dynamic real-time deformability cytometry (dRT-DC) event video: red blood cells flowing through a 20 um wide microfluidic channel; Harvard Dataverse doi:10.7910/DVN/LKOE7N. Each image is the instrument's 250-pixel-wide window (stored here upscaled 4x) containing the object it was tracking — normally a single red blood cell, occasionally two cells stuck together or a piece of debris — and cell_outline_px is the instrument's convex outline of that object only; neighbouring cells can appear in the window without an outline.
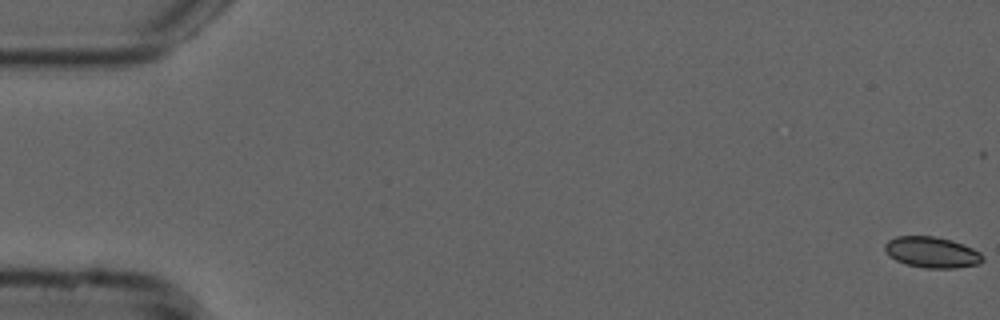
{"species": "common noctule bat (a hibernating species)", "species_latin": "Nyctalus noctula", "temperature_condition": "cold", "stored_images_in_passage": 49, "camera_frame_rate_fps": 3000, "um_per_image_px": 0.085, "animal": {"sex": "male", "forearm_length_mm": 52.5}, "frame": {"image": 1, "passage_image": 1, "time_ms": 0.0, "image_size_px": [1000, 320], "cell_outline_px": [[984, 260], [980, 264], [956, 268], [924, 268], [904, 264], [896, 260], [884, 248], [884, 244], [888, 240], [896, 236], [932, 236], [952, 240], [964, 244], [980, 252], [984, 256]], "centroid_in_image_um": [79.25, 21.45], "position_along_channel_um": 5.8, "area_um2": 17.74}}
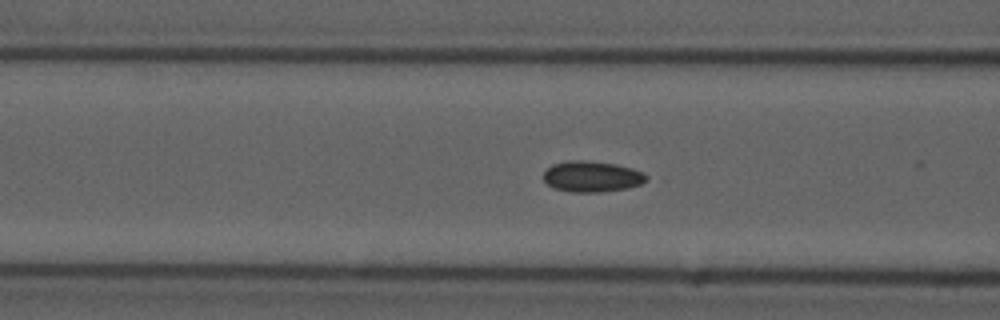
{"frame": {"image": 2, "passage_image": 22, "time_ms": 7.0, "image_size_px": [1000, 320], "cell_outline_px": [[648, 180], [640, 184], [624, 188], [600, 192], [572, 192], [552, 188], [544, 180], [544, 172], [552, 164], [568, 160], [584, 160], [616, 164], [632, 168], [644, 172], [648, 176]], "centroid_in_image_um": [50.31, 14.99], "position_along_channel_um": 116.3, "area_um2": 18.55}}
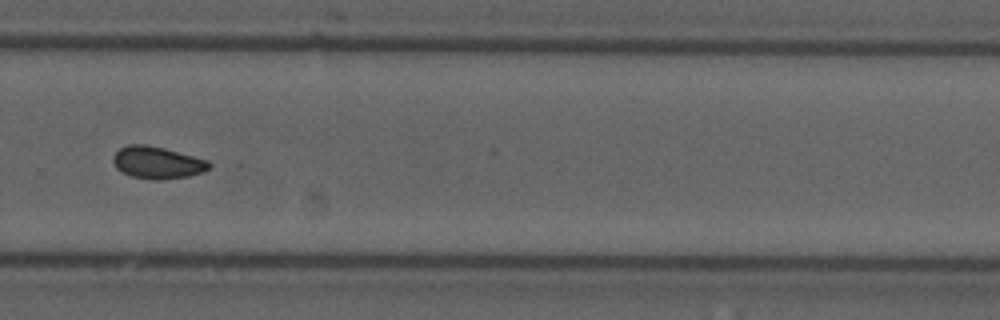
{"frame": {"image": 3, "passage_image": 38, "time_ms": 12.333, "image_size_px": [1000, 320], "cell_outline_px": [[212, 168], [204, 172], [188, 176], [160, 180], [152, 180], [132, 176], [116, 168], [112, 160], [112, 156], [120, 148], [128, 144], [144, 144], [164, 148], [208, 160], [212, 164]], "centroid_in_image_um": [13.39, 13.82], "position_along_channel_um": 316.4, "area_um2": 18.09}, "authors_computed_cell_mechanics": {"area_um2": 17.629, "velocity_mm_per_s": 3.7653, "shape_relaxation_time_tau1_ms": null, "shape_relaxation_time_tau2_ms": 1.5577, "deformation_change_tau1": null, "deformation_change_tau2": 0.0554}}